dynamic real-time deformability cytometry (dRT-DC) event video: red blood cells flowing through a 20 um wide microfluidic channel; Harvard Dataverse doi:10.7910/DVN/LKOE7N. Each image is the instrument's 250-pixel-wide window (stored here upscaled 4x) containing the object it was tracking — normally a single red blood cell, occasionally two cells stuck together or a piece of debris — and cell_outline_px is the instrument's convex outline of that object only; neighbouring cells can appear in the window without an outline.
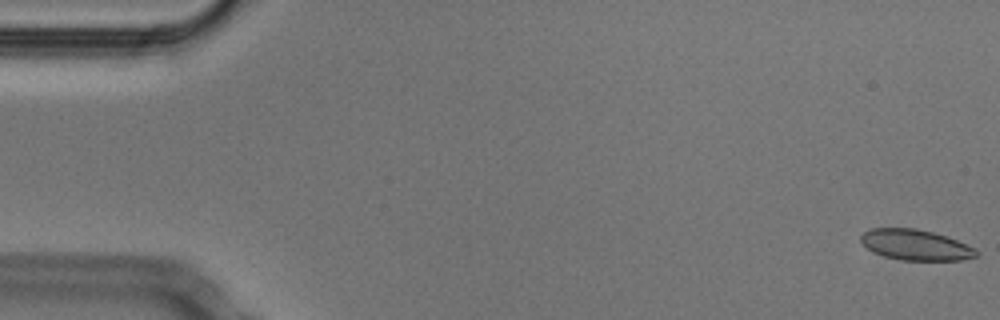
{"species": "Egyptian fruit bat (a non-hibernating species)", "species_latin": "Rousettus aegyptiacus", "temperature_condition": "cold", "stored_images_in_passage": 53, "camera_frame_rate_fps": 3000, "um_per_image_px": 0.085, "animal": {"sex": "male"}, "frame": {"image": 1, "passage_image": 1, "time_ms": 0.0, "image_size_px": [1000, 320], "cell_outline_px": [[980, 252], [976, 256], [960, 260], [900, 260], [884, 256], [872, 252], [860, 240], [860, 236], [864, 232], [872, 228], [916, 228], [948, 236], [976, 248]], "centroid_in_image_um": [77.84, 20.81], "position_along_channel_um": 7.2, "area_um2": 20.69}}
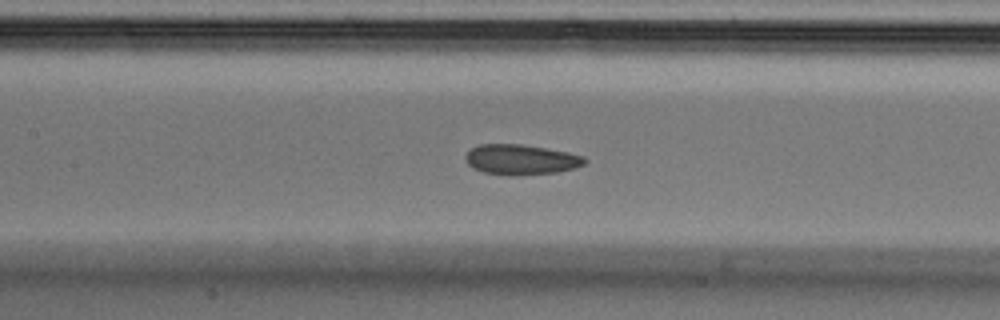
{"frame": {"image": 2, "passage_image": 24, "time_ms": 7.667, "image_size_px": [1000, 320], "cell_outline_px": [[588, 160], [584, 164], [576, 168], [556, 172], [516, 176], [508, 176], [484, 172], [472, 168], [468, 164], [464, 156], [472, 148], [480, 144], [520, 144], [568, 152], [584, 156]], "centroid_in_image_um": [44.28, 13.57], "position_along_channel_um": 163.1, "area_um2": 21.1}}
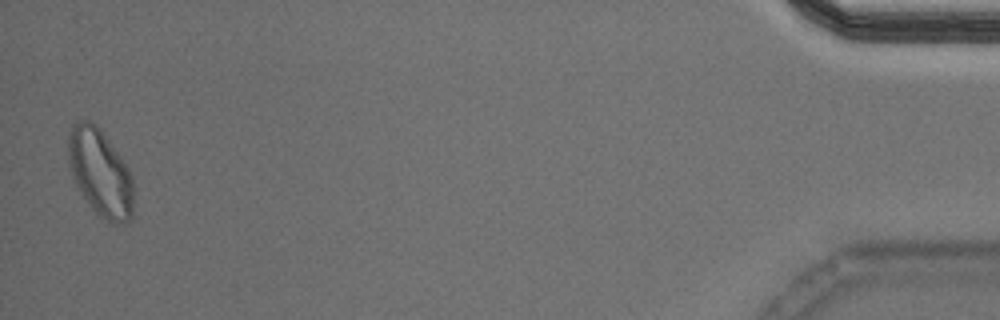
{"frame": {"image": 3, "passage_image": 52, "time_ms": 17.0, "image_size_px": [1000, 320], "cell_outline_px": [[132, 216], [124, 224], [112, 224], [104, 220], [92, 208], [80, 192], [72, 176], [68, 164], [68, 136], [72, 124], [76, 120], [88, 120], [96, 124], [100, 128], [120, 156], [128, 168], [132, 176]], "centroid_in_image_um": [8.49, 14.67], "position_along_channel_um": 426.7, "area_um2": 33.18}, "authors_computed_cell_mechanics": {"area_um2": 21.4438, "velocity_mm_per_s": 3.7845, "shape_relaxation_time_tau1_ms": 5.4954, "shape_relaxation_time_tau2_ms": 2.8917, "deformation_change_tau1": 0.0976, "deformation_change_tau2": 0.0674}}